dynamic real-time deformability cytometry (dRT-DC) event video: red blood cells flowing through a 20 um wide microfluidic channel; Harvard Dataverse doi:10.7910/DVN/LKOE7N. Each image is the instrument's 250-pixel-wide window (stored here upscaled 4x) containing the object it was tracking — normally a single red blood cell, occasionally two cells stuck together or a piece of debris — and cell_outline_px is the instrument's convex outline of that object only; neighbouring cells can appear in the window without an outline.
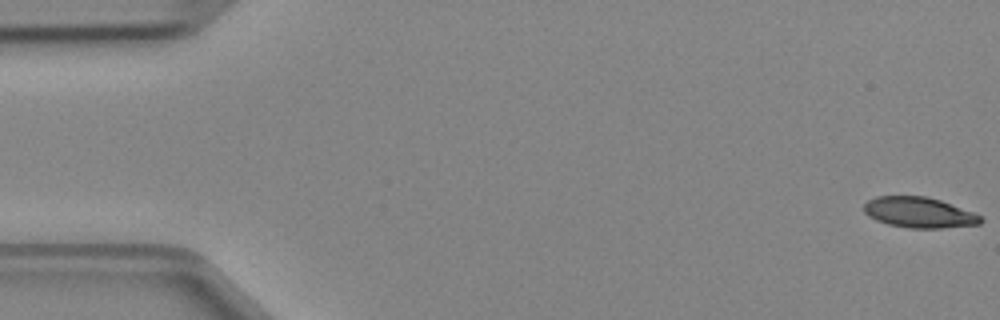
{"species": "Egyptian fruit bat (a non-hibernating species)", "species_latin": "Rousettus aegyptiacus", "temperature_condition": "cold", "stored_images_in_passage": 5, "camera_frame_rate_fps": 3000, "um_per_image_px": 0.085, "animal": {"sex": "female"}, "frame": {"image": 1, "passage_image": 1, "time_ms": 0.0, "image_size_px": [1000, 320], "cell_outline_px": [[984, 220], [980, 224], [940, 228], [908, 228], [888, 224], [876, 220], [868, 216], [864, 212], [864, 204], [868, 200], [876, 196], [924, 196], [940, 200], [972, 212], [980, 216]], "centroid_in_image_um": [78.09, 18.06], "position_along_channel_um": 6.9, "area_um2": 20.69}}
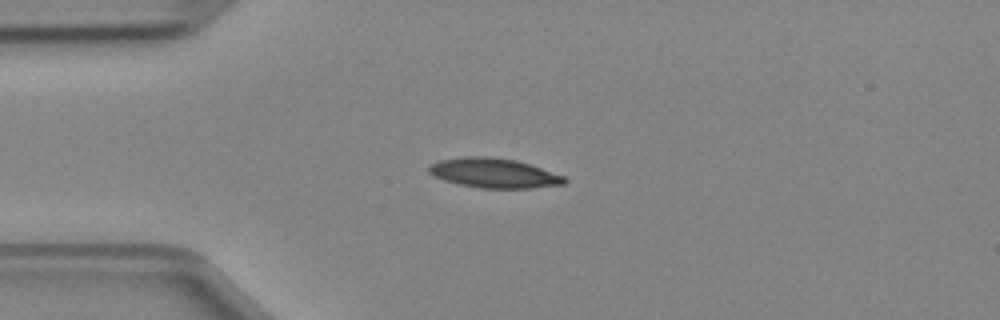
{"frame": {"image": 2, "passage_image": 4, "time_ms": 1.0, "image_size_px": [1000, 320], "cell_outline_px": [[568, 180], [564, 184], [532, 188], [480, 188], [460, 184], [444, 180], [432, 176], [428, 172], [428, 164], [440, 160], [464, 156], [488, 156], [516, 160], [564, 176]], "centroid_in_image_um": [41.94, 14.71], "position_along_channel_um": 43.1, "area_um2": 23.41}}